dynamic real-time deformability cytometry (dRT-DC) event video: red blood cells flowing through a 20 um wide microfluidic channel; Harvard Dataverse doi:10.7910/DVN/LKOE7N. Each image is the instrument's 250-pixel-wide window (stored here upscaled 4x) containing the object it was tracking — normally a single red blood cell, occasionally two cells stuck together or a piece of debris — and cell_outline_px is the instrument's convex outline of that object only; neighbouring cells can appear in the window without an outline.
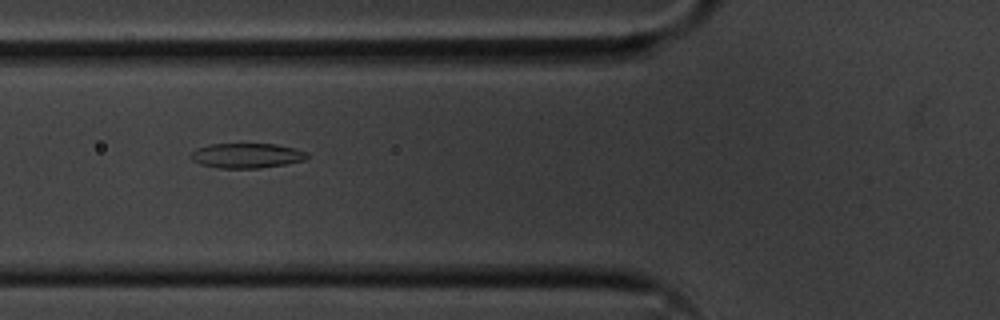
{"species": "common noctule bat (a hibernating species)", "species_latin": "Nyctalus noctula", "temperature_condition": "cold", "stored_images_in_passage": 38, "camera_frame_rate_fps": 3000, "um_per_image_px": 0.085, "animal": {"sex": "male", "body_mass_g": 20.1, "forearm_length_mm": 53.5}, "frame": {"image": 1, "passage_image": 8, "time_ms": 2.333, "image_size_px": [1000, 320], "cell_outline_px": [[308, 156], [304, 160], [284, 164], [260, 168], [220, 168], [200, 164], [192, 160], [188, 156], [196, 148], [208, 144], [276, 144], [296, 148], [308, 152]], "centroid_in_image_um": [20.95, 13.22], "position_along_channel_um": 104.9, "area_um2": 16.94}}
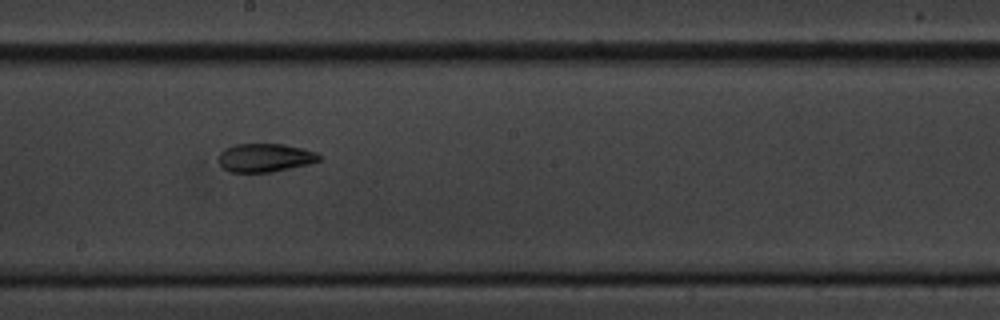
{"frame": {"image": 2, "passage_image": 18, "time_ms": 5.667, "image_size_px": [1000, 320], "cell_outline_px": [[320, 160], [308, 164], [272, 172], [228, 172], [220, 164], [220, 152], [224, 148], [236, 144], [284, 144], [304, 148], [316, 152], [320, 156]], "centroid_in_image_um": [22.53, 13.4], "position_along_channel_um": 225.7, "area_um2": 16.65}}
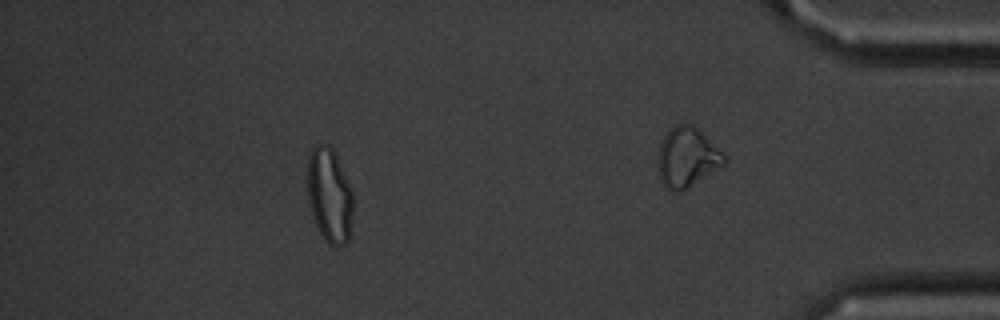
{"frame": {"image": 3, "passage_image": 31, "time_ms": 10.0, "image_size_px": [1000, 320], "cell_outline_px": [[352, 216], [348, 244], [340, 248], [332, 248], [324, 240], [316, 224], [308, 200], [308, 156], [312, 148], [316, 144], [320, 144], [332, 148], [340, 164], [352, 192]], "centroid_in_image_um": [28.01, 16.68], "position_along_channel_um": 407.2, "area_um2": 25.09}, "authors_computed_cell_mechanics": {"area_um2": 17.051, "velocity_mm_per_s": 3.6164, "shape_relaxation_time_tau1_ms": null, "shape_relaxation_time_tau2_ms": 3.3088, "deformation_change_tau1": null, "deformation_change_tau2": 0.0791}}